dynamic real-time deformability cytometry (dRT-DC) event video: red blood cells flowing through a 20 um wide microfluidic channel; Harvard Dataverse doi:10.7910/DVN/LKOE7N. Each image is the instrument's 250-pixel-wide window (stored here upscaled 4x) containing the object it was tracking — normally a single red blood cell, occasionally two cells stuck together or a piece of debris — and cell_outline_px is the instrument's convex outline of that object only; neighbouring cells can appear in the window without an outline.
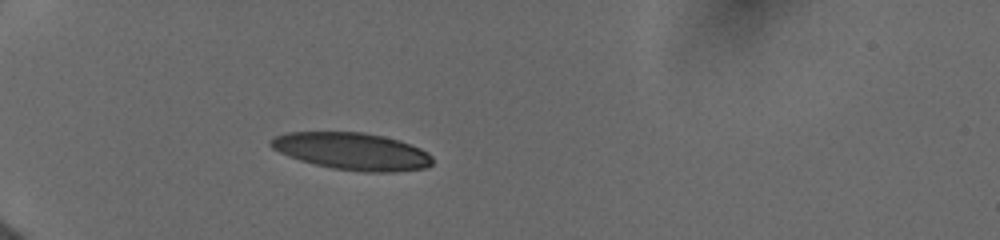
{"species": "human", "species_latin": "Homo sapiens", "temperature_condition": "cold", "stored_images_in_passage": 5, "camera_frame_rate_fps": 3000, "um_per_image_px": 0.085, "donor": {"sex": "female"}, "frame": {"image": 1, "passage_image": 1, "time_ms": 0.0, "image_size_px": [1000, 240], "cell_outline_px": [[432, 164], [424, 168], [396, 172], [364, 172], [332, 168], [300, 160], [288, 156], [272, 148], [268, 144], [268, 140], [284, 132], [364, 132], [384, 136], [400, 140], [420, 148], [428, 152], [432, 156]], "centroid_in_image_um": [29.93, 12.85], "position_along_channel_um": 55.1, "area_um2": 35.2}}
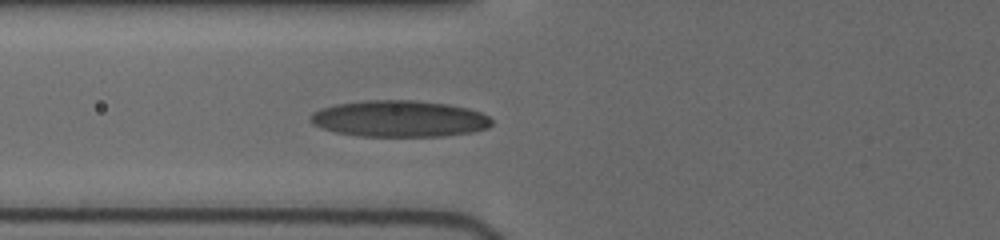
{"frame": {"image": 2, "passage_image": 5, "time_ms": 1.667, "image_size_px": [1000, 240], "cell_outline_px": [[492, 124], [488, 128], [472, 132], [444, 136], [360, 136], [336, 132], [320, 128], [312, 124], [308, 120], [308, 116], [312, 112], [336, 104], [368, 100], [412, 100], [448, 104], [468, 108], [480, 112], [488, 116], [492, 120]], "centroid_in_image_um": [33.93, 10.09], "position_along_channel_um": 91.9, "area_um2": 38.61}}